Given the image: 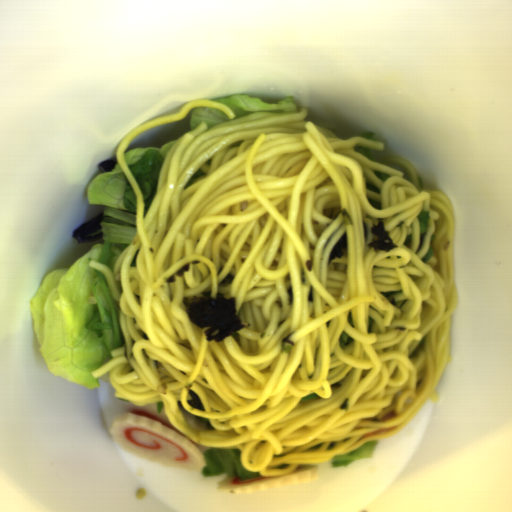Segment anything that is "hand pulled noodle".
<instances>
[{
  "label": "hand pulled noodle",
  "instance_id": "1",
  "mask_svg": "<svg viewBox=\"0 0 512 512\" xmlns=\"http://www.w3.org/2000/svg\"><path fill=\"white\" fill-rule=\"evenodd\" d=\"M197 107L232 120L174 139L145 215L125 152ZM297 108L235 119L198 99L133 128L115 158L136 195V233L113 273L88 264L113 291L123 344L92 377L108 373L113 395L137 407L163 402L174 428L208 449L239 448L243 468L265 478L389 439L438 401L460 302L448 195L421 190L404 157L354 149L386 143L342 139ZM421 210L432 217L425 235ZM379 220L399 247L389 253L366 247ZM345 232L348 254L329 268ZM228 273L234 281L219 286ZM202 290L236 297L250 327L207 343L211 327L190 323L181 302Z\"/></svg>",
  "mask_w": 512,
  "mask_h": 512
}]
</instances>
